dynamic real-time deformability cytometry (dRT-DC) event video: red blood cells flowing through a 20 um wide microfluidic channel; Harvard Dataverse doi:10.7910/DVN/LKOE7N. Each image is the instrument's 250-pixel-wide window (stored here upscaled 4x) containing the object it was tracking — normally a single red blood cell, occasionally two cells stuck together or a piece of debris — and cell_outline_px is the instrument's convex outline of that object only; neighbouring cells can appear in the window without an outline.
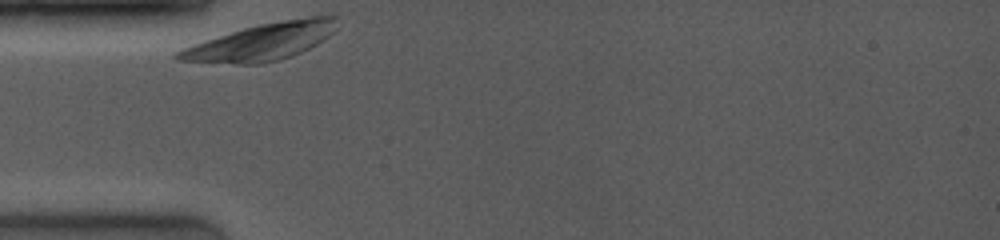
{"species": "common noctule bat (a hibernating species)", "species_latin": "Nyctalus noctula", "temperature_condition": "room temperature", "stored_images_in_passage": 1, "camera_frame_rate_fps": 4000, "um_per_image_px": 0.085, "animal": {"sex": "female", "body_mass_g": 19.0, "forearm_length_mm": 53.3}, "frame": {"image": 1, "passage_image": 1, "time_ms": 0.0, "image_size_px": [1000, 240], "cell_outline_px": [[336, 16], [332, 32], [324, 40], [292, 56], [260, 64], [236, 64], [176, 60], [172, 56], [176, 52], [184, 48], [244, 28], [260, 24], [280, 20], [312, 16]], "centroid_in_image_um": [22.22, 3.57], "position_along_channel_um": 62.8, "area_um2": 33.35}}